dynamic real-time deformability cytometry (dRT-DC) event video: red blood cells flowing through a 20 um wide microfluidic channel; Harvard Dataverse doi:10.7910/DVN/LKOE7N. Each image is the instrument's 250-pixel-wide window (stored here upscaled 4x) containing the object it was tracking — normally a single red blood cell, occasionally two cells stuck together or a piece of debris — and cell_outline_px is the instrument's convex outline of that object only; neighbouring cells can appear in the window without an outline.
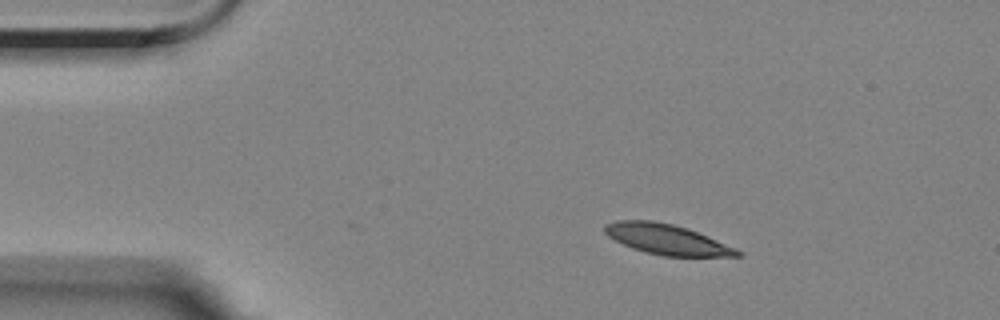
{"species": "Egyptian fruit bat (a non-hibernating species)", "species_latin": "Rousettus aegyptiacus", "temperature_condition": "room temperature", "stored_images_in_passage": 2, "camera_frame_rate_fps": 3000, "um_per_image_px": 0.085, "animal": {"sex": "female"}, "frame": {"image": 1, "passage_image": 2, "time_ms": 0.333, "image_size_px": [1000, 320], "cell_outline_px": [[744, 256], [660, 256], [644, 252], [632, 248], [608, 236], [604, 232], [604, 224], [616, 220], [656, 220], [688, 228], [708, 236], [736, 248], [744, 252]], "centroid_in_image_um": [56.69, 20.34], "position_along_channel_um": 28.3, "area_um2": 23.58}}